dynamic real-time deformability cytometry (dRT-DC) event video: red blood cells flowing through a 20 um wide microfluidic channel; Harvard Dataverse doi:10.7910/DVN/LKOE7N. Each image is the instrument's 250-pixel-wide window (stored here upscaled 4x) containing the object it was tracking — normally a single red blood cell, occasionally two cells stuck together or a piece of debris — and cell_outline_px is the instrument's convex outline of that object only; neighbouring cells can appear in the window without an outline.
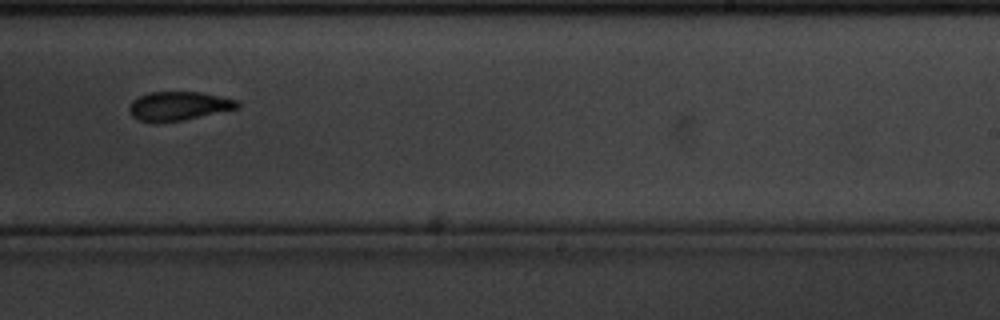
{"species": "common noctule bat (a hibernating species)", "species_latin": "Nyctalus noctula", "temperature_condition": "cold", "stored_images_in_passage": 16, "camera_frame_rate_fps": 3000, "um_per_image_px": 0.085, "animal": {"sex": "male", "body_mass_g": 20.1, "forearm_length_mm": 53.5}, "frame": {"image": 1, "passage_image": 10, "time_ms": 3.0, "image_size_px": [1000, 320], "cell_outline_px": [[240, 108], [180, 120], [140, 120], [132, 116], [128, 108], [132, 100], [148, 92], [200, 92], [220, 96], [236, 100], [240, 104]], "centroid_in_image_um": [15.2, 8.97], "position_along_channel_um": 273.8, "area_um2": 17.63}}
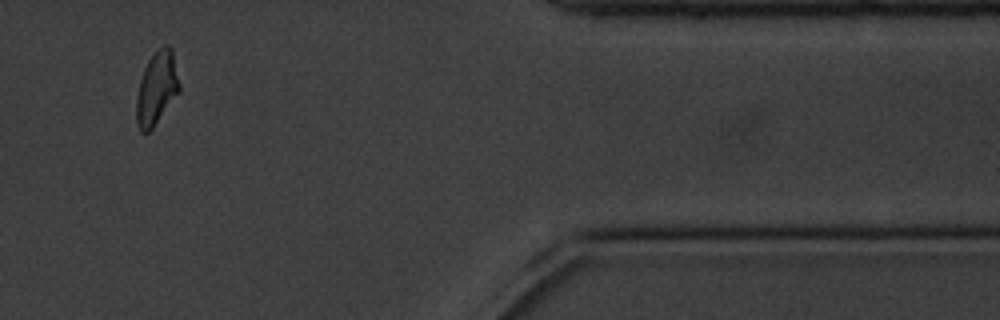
{"frame": {"image": 2, "passage_image": 14, "time_ms": 4.333, "image_size_px": [1000, 320], "cell_outline_px": [[180, 88], [152, 128], [148, 132], [140, 132], [136, 124], [136, 96], [140, 80], [144, 68], [148, 60], [156, 48], [164, 44], [168, 44], [172, 48], [180, 84]], "centroid_in_image_um": [13.29, 7.44], "position_along_channel_um": 398.1, "area_um2": 18.21}}